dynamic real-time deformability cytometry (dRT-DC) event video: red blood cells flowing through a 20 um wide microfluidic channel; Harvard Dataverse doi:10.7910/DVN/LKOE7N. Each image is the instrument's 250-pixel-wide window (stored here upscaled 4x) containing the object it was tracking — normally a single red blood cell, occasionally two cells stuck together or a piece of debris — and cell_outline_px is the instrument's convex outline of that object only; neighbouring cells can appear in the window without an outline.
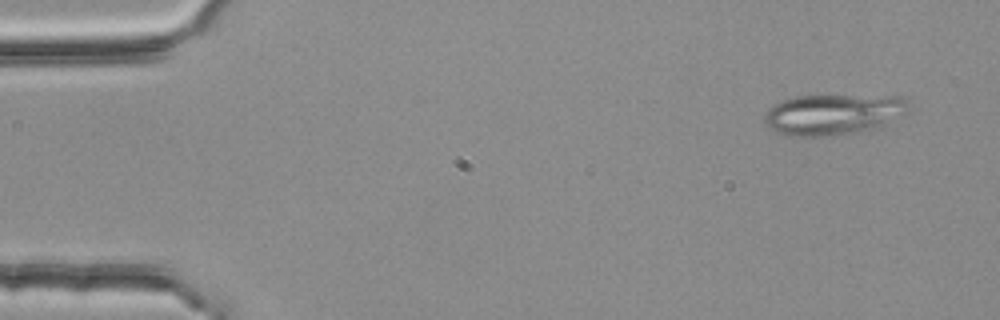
{"species": "common noctule bat (a hibernating species)", "species_latin": "Nyctalus noctula", "temperature_condition": "room temperature", "stored_images_in_passage": 3, "camera_frame_rate_fps": 3000, "um_per_image_px": 0.085, "animal": {"sex": "female", "body_mass_g": 25.1}, "frame": {"image": 1, "passage_image": 1, "time_ms": 0.0, "image_size_px": [1000, 320], "cell_outline_px": [[912, 104], [904, 112], [880, 128], [832, 136], [788, 136], [776, 132], [768, 128], [764, 124], [764, 116], [768, 108], [784, 100], [800, 96], [900, 96], [908, 100]], "centroid_in_image_um": [70.81, 9.74], "position_along_channel_um": 14.2, "area_um2": 34.28}}